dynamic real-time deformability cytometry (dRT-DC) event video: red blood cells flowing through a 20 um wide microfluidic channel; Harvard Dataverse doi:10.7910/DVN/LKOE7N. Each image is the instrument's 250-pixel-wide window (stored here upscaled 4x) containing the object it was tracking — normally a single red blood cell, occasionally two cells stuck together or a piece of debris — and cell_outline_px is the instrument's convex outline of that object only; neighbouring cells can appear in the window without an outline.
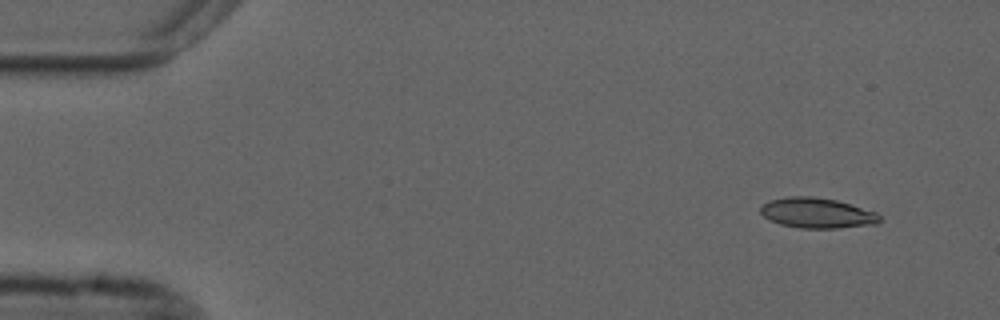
{"species": "common noctule bat (a hibernating species)", "species_latin": "Nyctalus noctula", "temperature_condition": "cold", "stored_images_in_passage": 15, "camera_frame_rate_fps": 3000, "um_per_image_px": 0.085, "animal": {"sex": "male", "forearm_length_mm": 52.5}, "frame": {"image": 1, "passage_image": 1, "time_ms": 0.0, "image_size_px": [1000, 320], "cell_outline_px": [[880, 220], [876, 224], [840, 228], [800, 228], [780, 224], [768, 220], [760, 212], [760, 208], [768, 200], [788, 196], [812, 196], [836, 200], [876, 212], [880, 216]], "centroid_in_image_um": [69.42, 18.1], "position_along_channel_um": 15.6, "area_um2": 21.04}}
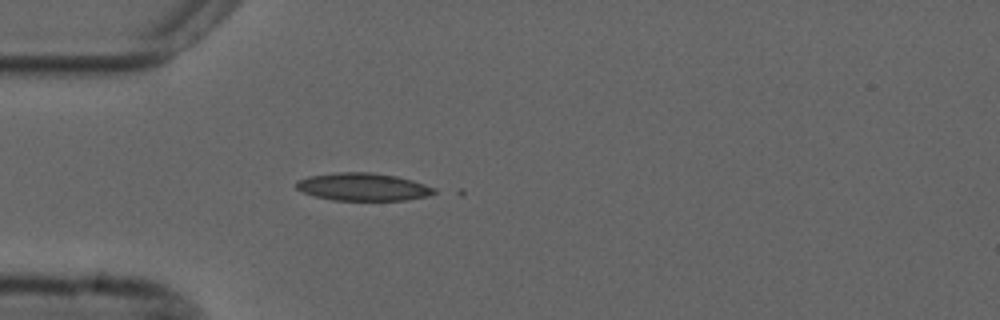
{"frame": {"image": 2, "passage_image": 12, "time_ms": 3.667, "image_size_px": [1000, 320], "cell_outline_px": [[436, 192], [428, 196], [404, 200], [332, 200], [316, 196], [304, 192], [296, 188], [292, 184], [296, 180], [308, 176], [336, 172], [372, 172], [396, 176], [412, 180], [436, 188]], "centroid_in_image_um": [30.82, 15.87], "position_along_channel_um": 54.2, "area_um2": 22.37}}